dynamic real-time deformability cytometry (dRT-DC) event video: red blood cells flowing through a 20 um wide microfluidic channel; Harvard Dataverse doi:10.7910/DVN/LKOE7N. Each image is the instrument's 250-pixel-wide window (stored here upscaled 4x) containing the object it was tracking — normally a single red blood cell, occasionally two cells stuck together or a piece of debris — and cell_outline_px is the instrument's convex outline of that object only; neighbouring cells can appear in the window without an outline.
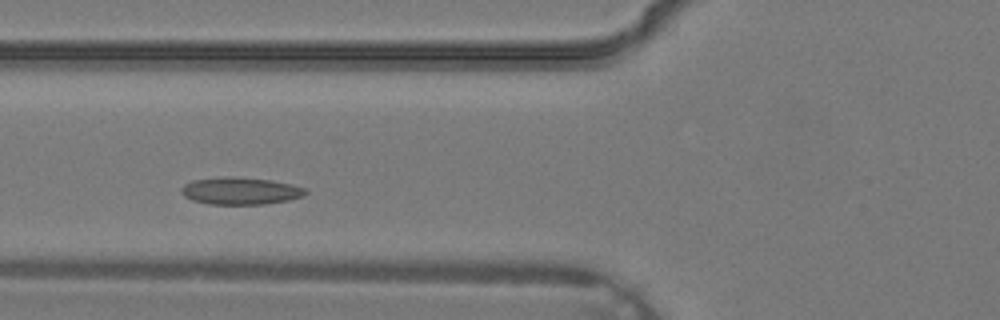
{"species": "common noctule bat (a hibernating species)", "species_latin": "Nyctalus noctula", "temperature_condition": "warm", "stored_images_in_passage": 5, "camera_frame_rate_fps": 3000, "um_per_image_px": 0.085, "animal": {"sex": "male", "body_mass_g": 19.2, "forearm_length_mm": 51.8}, "frame": {"image": 1, "passage_image": 5, "time_ms": 1.333, "image_size_px": [1000, 320], "cell_outline_px": [[308, 192], [304, 196], [288, 200], [264, 204], [208, 204], [192, 200], [184, 196], [180, 192], [180, 188], [184, 184], [192, 180], [220, 176], [232, 176], [272, 180], [292, 184], [304, 188]], "centroid_in_image_um": [20.4, 16.21], "position_along_channel_um": 105.4, "area_um2": 19.94}}